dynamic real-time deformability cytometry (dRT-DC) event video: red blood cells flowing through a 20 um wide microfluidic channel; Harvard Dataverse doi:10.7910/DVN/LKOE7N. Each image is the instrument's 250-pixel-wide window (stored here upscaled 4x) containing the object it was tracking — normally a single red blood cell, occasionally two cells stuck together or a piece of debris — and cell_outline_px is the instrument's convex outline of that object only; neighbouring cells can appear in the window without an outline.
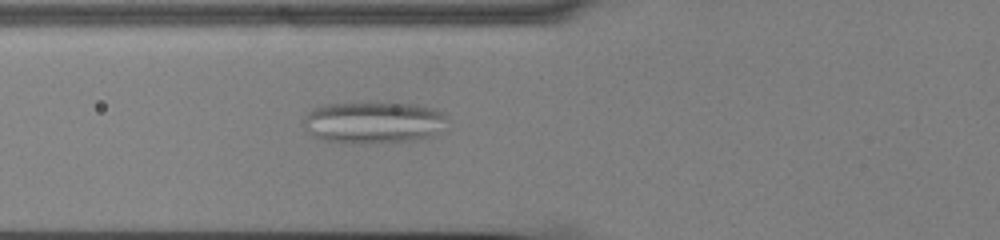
{"species": "common noctule bat (a hibernating species)", "species_latin": "Nyctalus noctula", "temperature_condition": "cold", "stored_images_in_passage": 42, "camera_frame_rate_fps": 3000, "um_per_image_px": 0.085, "animal": {"sex": "male", "body_mass_g": 13.0, "forearm_length_mm": 53.1}, "frame": {"image": 1, "passage_image": 7, "time_ms": 2.0, "image_size_px": [1000, 240], "cell_outline_px": [[448, 116], [440, 132], [436, 136], [420, 140], [376, 144], [364, 144], [328, 140], [312, 136], [308, 132], [304, 124], [304, 120], [308, 112], [312, 108], [328, 104], [372, 100], [416, 104], [436, 108], [444, 112]], "centroid_in_image_um": [31.83, 10.38], "position_along_channel_um": 94.0, "area_um2": 36.47}}
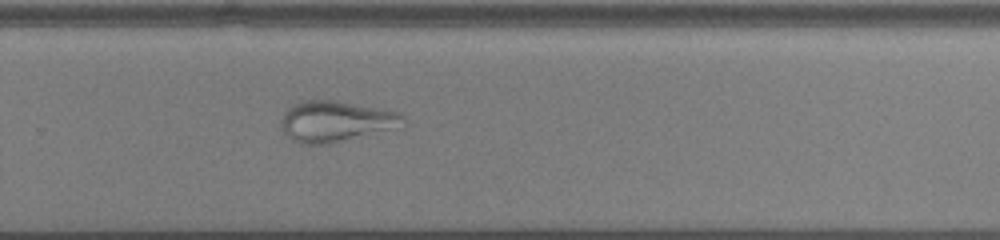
{"frame": {"image": 2, "passage_image": 24, "time_ms": 7.667, "image_size_px": [1000, 240], "cell_outline_px": [[404, 128], [328, 144], [300, 144], [292, 140], [284, 132], [280, 124], [280, 120], [284, 112], [292, 104], [304, 100], [332, 100], [380, 108], [396, 112], [404, 116]], "centroid_in_image_um": [28.57, 10.33], "position_along_channel_um": 301.2, "area_um2": 29.54}}